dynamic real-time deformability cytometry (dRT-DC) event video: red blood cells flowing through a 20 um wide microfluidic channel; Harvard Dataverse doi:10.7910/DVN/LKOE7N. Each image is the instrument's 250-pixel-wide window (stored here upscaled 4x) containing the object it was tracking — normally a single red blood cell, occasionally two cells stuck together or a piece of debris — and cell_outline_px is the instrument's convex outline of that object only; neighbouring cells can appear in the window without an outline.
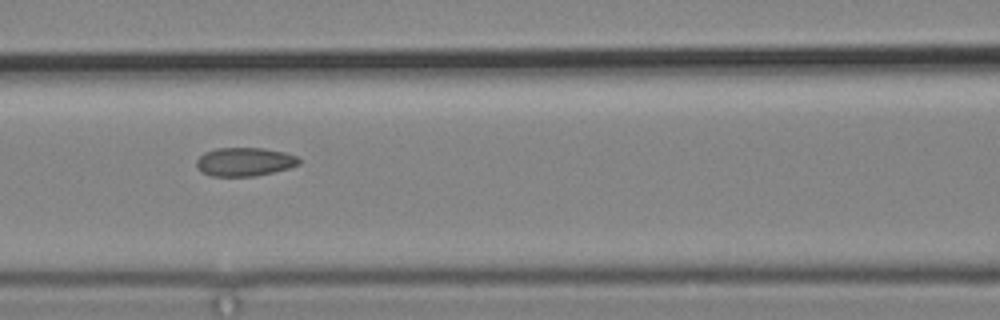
{"species": "common noctule bat (a hibernating species)", "species_latin": "Nyctalus noctula", "temperature_condition": "cold", "stored_images_in_passage": 11, "camera_frame_rate_fps": 3000, "um_per_image_px": 0.085, "animal": {"sex": "male", "body_mass_g": 19.2, "forearm_length_mm": 51.8}, "frame": {"image": 1, "passage_image": 7, "time_ms": 8.0, "image_size_px": [1000, 320], "cell_outline_px": [[300, 164], [288, 168], [256, 176], [212, 176], [200, 172], [196, 164], [196, 160], [204, 152], [216, 148], [264, 148], [284, 152], [296, 156], [300, 160]], "centroid_in_image_um": [20.76, 13.75], "position_along_channel_um": 145.8, "area_um2": 17.11}}
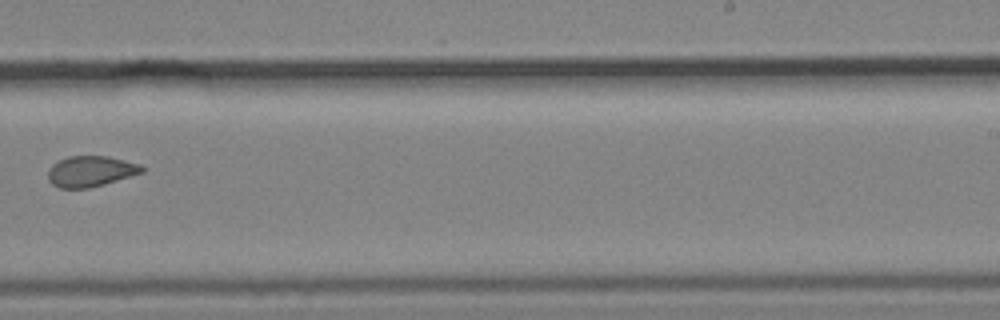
{"frame": {"image": 2, "passage_image": 10, "time_ms": 11.667, "image_size_px": [1000, 320], "cell_outline_px": [[144, 172], [104, 184], [88, 188], [60, 188], [52, 184], [48, 180], [48, 168], [52, 164], [68, 156], [108, 156], [140, 164], [144, 168]], "centroid_in_image_um": [7.69, 14.56], "position_along_channel_um": 281.3, "area_um2": 16.82}}
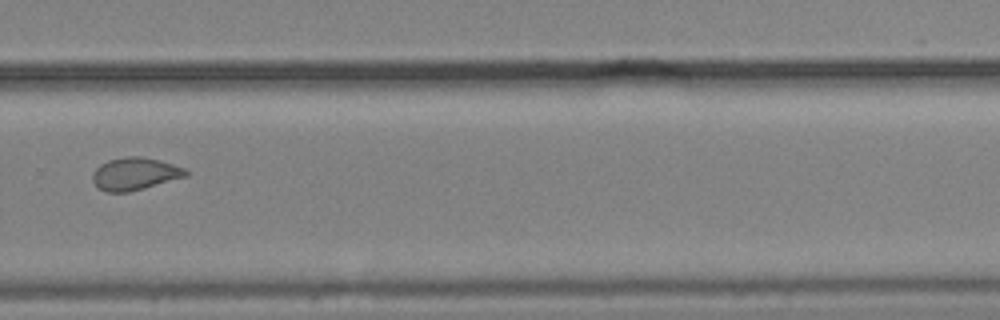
{"frame": {"image": 3, "passage_image": 11, "time_ms": 12.667, "image_size_px": [1000, 320], "cell_outline_px": [[188, 176], [144, 188], [128, 192], [104, 192], [96, 188], [92, 180], [92, 172], [100, 164], [108, 160], [124, 156], [140, 156], [160, 160], [188, 168]], "centroid_in_image_um": [11.46, 14.77], "position_along_channel_um": 318.3, "area_um2": 18.03}}